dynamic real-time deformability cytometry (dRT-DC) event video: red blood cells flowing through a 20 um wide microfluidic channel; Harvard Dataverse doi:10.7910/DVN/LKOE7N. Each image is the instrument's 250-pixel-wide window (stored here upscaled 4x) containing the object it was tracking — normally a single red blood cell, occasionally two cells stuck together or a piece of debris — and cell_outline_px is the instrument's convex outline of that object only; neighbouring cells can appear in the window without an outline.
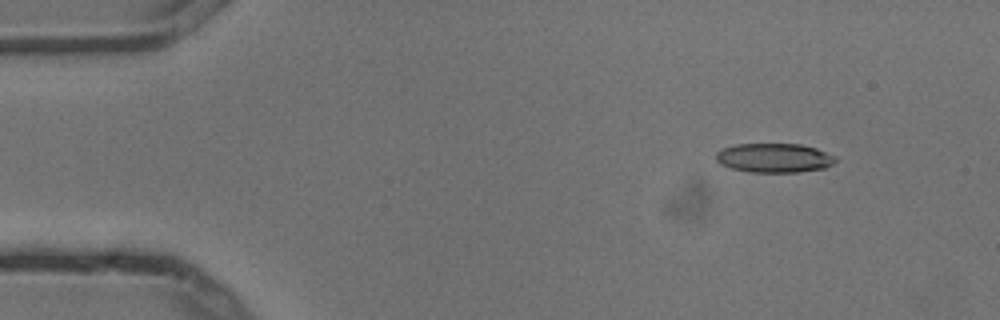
{"species": "common noctule bat (a hibernating species)", "species_latin": "Nyctalus noctula", "temperature_condition": "cold", "stored_images_in_passage": 5, "camera_frame_rate_fps": 3000, "um_per_image_px": 0.085, "animal": {"sex": "male", "body_mass_g": 13.3}, "frame": {"image": 1, "passage_image": 2, "time_ms": 0.333, "image_size_px": [1000, 320], "cell_outline_px": [[836, 160], [832, 164], [824, 168], [800, 172], [748, 172], [732, 168], [720, 164], [716, 160], [716, 152], [724, 148], [736, 144], [800, 144], [816, 148], [836, 156]], "centroid_in_image_um": [65.81, 13.42], "position_along_channel_um": 19.2, "area_um2": 20.35}}
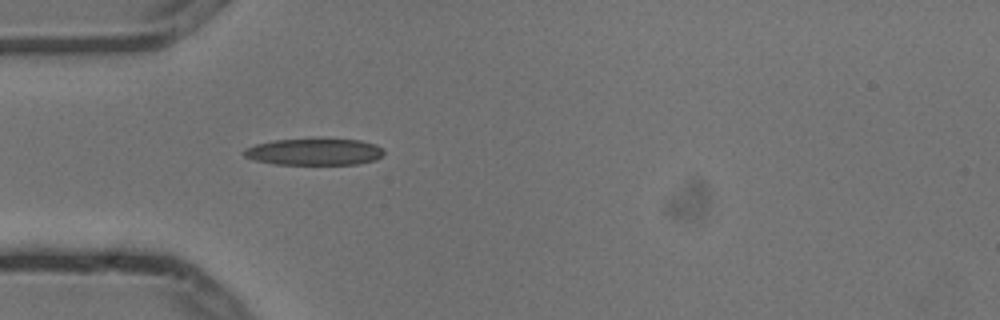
{"frame": {"image": 2, "passage_image": 5, "time_ms": 1.333, "image_size_px": [1000, 320], "cell_outline_px": [[384, 152], [376, 160], [356, 164], [272, 164], [256, 160], [244, 156], [240, 152], [244, 148], [256, 144], [272, 140], [360, 140], [376, 144]], "centroid_in_image_um": [26.66, 12.92], "position_along_channel_um": 58.3, "area_um2": 21.44}}